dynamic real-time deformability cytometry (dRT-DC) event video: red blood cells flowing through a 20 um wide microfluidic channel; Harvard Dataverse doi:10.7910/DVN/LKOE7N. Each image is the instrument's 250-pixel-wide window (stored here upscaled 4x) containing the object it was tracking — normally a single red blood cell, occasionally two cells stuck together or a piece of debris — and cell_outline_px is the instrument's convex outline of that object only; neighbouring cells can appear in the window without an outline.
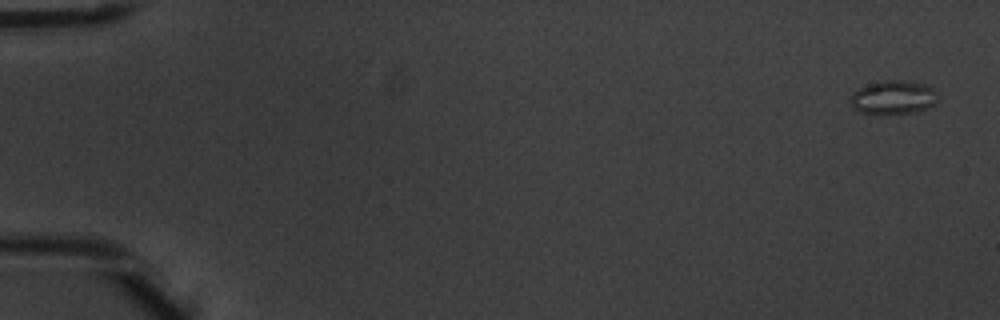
{"species": "common noctule bat (a hibernating species)", "species_latin": "Nyctalus noctula", "temperature_condition": "warm", "stored_images_in_passage": 6, "segment_of_instrument_passage": [1, 2], "camera_frame_rate_fps": 3000, "um_per_image_px": 0.085, "animal": {"sex": "male", "body_mass_g": 20.1, "forearm_length_mm": 53.5}, "frame": {"image": 1, "passage_image": 1, "time_ms": 0.0, "image_size_px": [1000, 320], "cell_outline_px": [[940, 96], [932, 104], [924, 108], [912, 112], [860, 112], [852, 108], [848, 100], [852, 92], [868, 84], [884, 80], [908, 80], [924, 84], [932, 88]], "centroid_in_image_um": [75.89, 8.23], "position_along_channel_um": 9.1, "area_um2": 16.82}}